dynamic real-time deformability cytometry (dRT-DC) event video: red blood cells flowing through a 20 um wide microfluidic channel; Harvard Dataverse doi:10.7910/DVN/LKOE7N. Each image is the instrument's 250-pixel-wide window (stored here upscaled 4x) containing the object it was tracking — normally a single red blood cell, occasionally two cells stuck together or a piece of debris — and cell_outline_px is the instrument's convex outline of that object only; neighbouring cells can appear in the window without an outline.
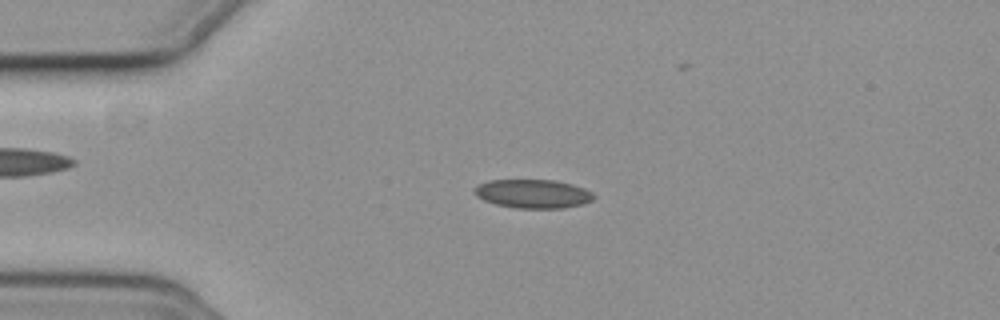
{"species": "common noctule bat (a hibernating species)", "species_latin": "Nyctalus noctula", "temperature_condition": "cold", "stored_images_in_passage": 56, "camera_frame_rate_fps": 3000, "um_per_image_px": 0.085, "animal": {"sex": "female", "body_mass_g": 19.3, "forearm_length_mm": 54.1}, "frame": {"image": 1, "passage_image": 13, "time_ms": 4.0, "image_size_px": [1000, 320], "cell_outline_px": [[596, 196], [592, 200], [580, 204], [564, 208], [516, 208], [496, 204], [484, 200], [476, 196], [472, 192], [472, 188], [476, 184], [488, 180], [556, 180], [572, 184], [584, 188], [592, 192]], "centroid_in_image_um": [45.25, 16.46], "position_along_channel_um": 39.7, "area_um2": 20.17}}
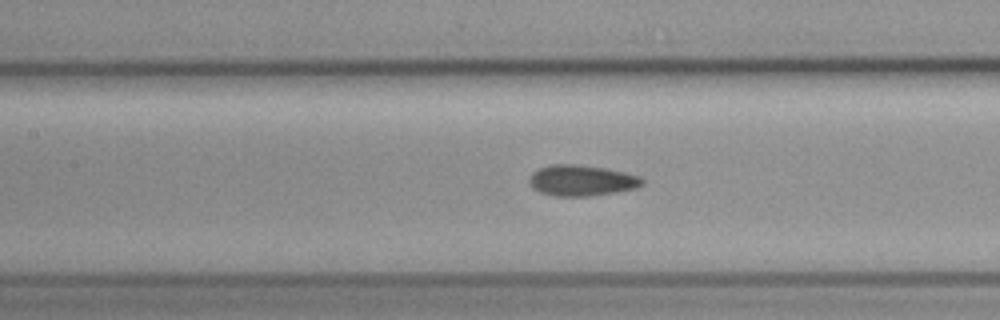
{"frame": {"image": 2, "passage_image": 25, "time_ms": 8.0, "image_size_px": [1000, 320], "cell_outline_px": [[644, 184], [636, 188], [616, 192], [588, 196], [556, 196], [540, 192], [532, 188], [528, 184], [528, 180], [532, 172], [548, 164], [576, 164], [608, 168], [640, 176], [644, 180]], "centroid_in_image_um": [49.42, 15.33], "position_along_channel_um": 158.0, "area_um2": 20.58}}
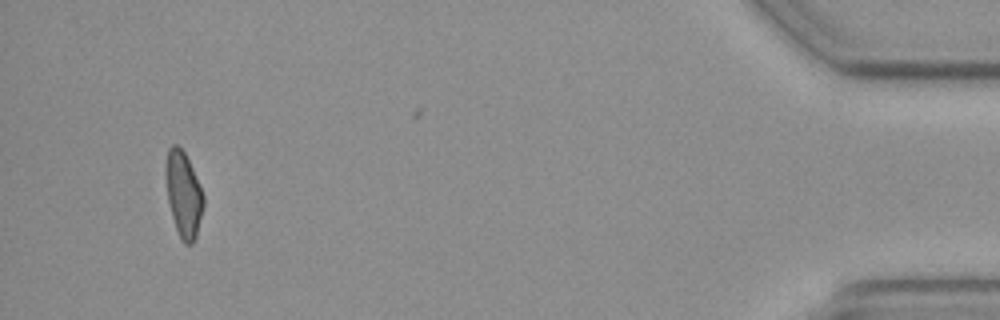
{"frame": {"image": 3, "passage_image": 53, "time_ms": 17.333, "image_size_px": [1000, 320], "cell_outline_px": [[204, 204], [196, 236], [192, 244], [184, 244], [180, 240], [172, 216], [168, 200], [164, 172], [164, 168], [168, 148], [172, 144], [176, 144], [184, 152], [200, 184], [204, 196]], "centroid_in_image_um": [15.58, 16.51], "position_along_channel_um": 419.6, "area_um2": 18.9}, "authors_computed_cell_mechanics": {"area_um2": 19.7676, "velocity_mm_per_s": 3.6855, "shape_relaxation_time_tau1_ms": 8.8217, "shape_relaxation_time_tau2_ms": 3.8125, "deformation_change_tau1": 0.1347, "deformation_change_tau2": 0.0806}}